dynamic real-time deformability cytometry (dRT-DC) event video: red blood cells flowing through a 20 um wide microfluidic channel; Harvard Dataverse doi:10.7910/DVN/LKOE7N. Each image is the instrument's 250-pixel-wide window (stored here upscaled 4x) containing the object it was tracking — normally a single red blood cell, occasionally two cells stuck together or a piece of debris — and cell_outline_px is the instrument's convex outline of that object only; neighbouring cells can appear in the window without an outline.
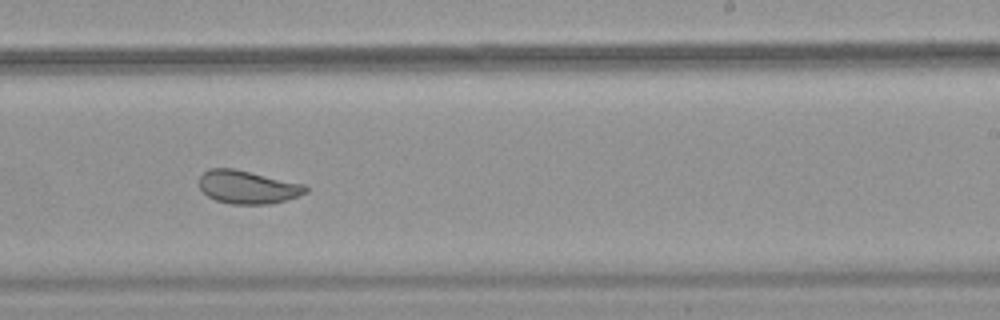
{"species": "common noctule bat (a hibernating species)", "species_latin": "Nyctalus noctula", "temperature_condition": "warm", "stored_images_in_passage": 30, "camera_frame_rate_fps": 3000, "um_per_image_px": 0.085, "animal": {"sex": "female", "body_mass_g": 18.4}, "frame": {"image": 1, "passage_image": 18, "time_ms": 5.667, "image_size_px": [1000, 320], "cell_outline_px": [[308, 192], [284, 200], [268, 204], [232, 204], [216, 200], [208, 196], [200, 188], [200, 176], [208, 168], [232, 168], [304, 184], [308, 188]], "centroid_in_image_um": [21.03, 15.9], "position_along_channel_um": 268.0, "area_um2": 20.29}, "authors_computed_cell_mechanics": {"area_um2": 21.386, "velocity_mm_per_s": 3.8135, "shape_relaxation_time_tau1_ms": 10.2658, "shape_relaxation_time_tau2_ms": 1.1675, "deformation_change_tau1": 0.1606, "deformation_change_tau2": 0.0727}}